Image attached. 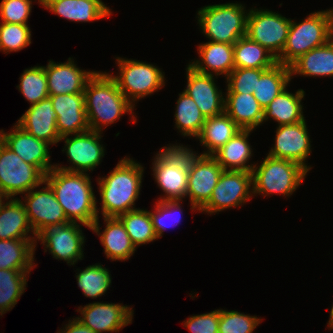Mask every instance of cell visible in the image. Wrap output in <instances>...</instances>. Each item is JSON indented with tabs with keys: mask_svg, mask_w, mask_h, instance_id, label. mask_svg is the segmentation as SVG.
Segmentation results:
<instances>
[{
	"mask_svg": "<svg viewBox=\"0 0 333 333\" xmlns=\"http://www.w3.org/2000/svg\"><path fill=\"white\" fill-rule=\"evenodd\" d=\"M44 182L53 190L69 222L81 223L88 229L92 227L99 216L89 174L54 167L45 175Z\"/></svg>",
	"mask_w": 333,
	"mask_h": 333,
	"instance_id": "cell-1",
	"label": "cell"
},
{
	"mask_svg": "<svg viewBox=\"0 0 333 333\" xmlns=\"http://www.w3.org/2000/svg\"><path fill=\"white\" fill-rule=\"evenodd\" d=\"M83 93L90 130L101 132L104 126H111L126 113L136 123L133 112L136 105L127 100L109 73L95 72Z\"/></svg>",
	"mask_w": 333,
	"mask_h": 333,
	"instance_id": "cell-2",
	"label": "cell"
},
{
	"mask_svg": "<svg viewBox=\"0 0 333 333\" xmlns=\"http://www.w3.org/2000/svg\"><path fill=\"white\" fill-rule=\"evenodd\" d=\"M143 173L141 163L124 157L107 177L97 178L102 204L101 209L97 208L98 215L101 210L103 217H119L137 209L134 206L142 187Z\"/></svg>",
	"mask_w": 333,
	"mask_h": 333,
	"instance_id": "cell-3",
	"label": "cell"
},
{
	"mask_svg": "<svg viewBox=\"0 0 333 333\" xmlns=\"http://www.w3.org/2000/svg\"><path fill=\"white\" fill-rule=\"evenodd\" d=\"M152 170L155 182L165 193L158 198L164 200H183L188 190V169L190 166V148L169 144L155 154Z\"/></svg>",
	"mask_w": 333,
	"mask_h": 333,
	"instance_id": "cell-4",
	"label": "cell"
},
{
	"mask_svg": "<svg viewBox=\"0 0 333 333\" xmlns=\"http://www.w3.org/2000/svg\"><path fill=\"white\" fill-rule=\"evenodd\" d=\"M333 38V26L328 10L310 13L301 22L291 20L286 44L276 58L277 63L290 66L300 56L322 46Z\"/></svg>",
	"mask_w": 333,
	"mask_h": 333,
	"instance_id": "cell-5",
	"label": "cell"
},
{
	"mask_svg": "<svg viewBox=\"0 0 333 333\" xmlns=\"http://www.w3.org/2000/svg\"><path fill=\"white\" fill-rule=\"evenodd\" d=\"M309 171L301 164L287 159L266 156L252 169L253 196L282 194L291 196L302 184Z\"/></svg>",
	"mask_w": 333,
	"mask_h": 333,
	"instance_id": "cell-6",
	"label": "cell"
},
{
	"mask_svg": "<svg viewBox=\"0 0 333 333\" xmlns=\"http://www.w3.org/2000/svg\"><path fill=\"white\" fill-rule=\"evenodd\" d=\"M248 13L241 3L208 5L198 10L197 24L209 41L234 44L246 36Z\"/></svg>",
	"mask_w": 333,
	"mask_h": 333,
	"instance_id": "cell-7",
	"label": "cell"
},
{
	"mask_svg": "<svg viewBox=\"0 0 333 333\" xmlns=\"http://www.w3.org/2000/svg\"><path fill=\"white\" fill-rule=\"evenodd\" d=\"M116 62L119 76L109 74L116 81L118 89L133 106L139 99L150 96L165 86L164 72L151 63L121 57H116Z\"/></svg>",
	"mask_w": 333,
	"mask_h": 333,
	"instance_id": "cell-8",
	"label": "cell"
},
{
	"mask_svg": "<svg viewBox=\"0 0 333 333\" xmlns=\"http://www.w3.org/2000/svg\"><path fill=\"white\" fill-rule=\"evenodd\" d=\"M44 177L36 166L23 161L3 143L0 148V194L15 198L41 186Z\"/></svg>",
	"mask_w": 333,
	"mask_h": 333,
	"instance_id": "cell-9",
	"label": "cell"
},
{
	"mask_svg": "<svg viewBox=\"0 0 333 333\" xmlns=\"http://www.w3.org/2000/svg\"><path fill=\"white\" fill-rule=\"evenodd\" d=\"M291 19L268 9L249 10L246 36L265 47L276 58L286 44Z\"/></svg>",
	"mask_w": 333,
	"mask_h": 333,
	"instance_id": "cell-10",
	"label": "cell"
},
{
	"mask_svg": "<svg viewBox=\"0 0 333 333\" xmlns=\"http://www.w3.org/2000/svg\"><path fill=\"white\" fill-rule=\"evenodd\" d=\"M253 197L252 172L224 170L209 201L199 210L215 214L232 207H240Z\"/></svg>",
	"mask_w": 333,
	"mask_h": 333,
	"instance_id": "cell-11",
	"label": "cell"
},
{
	"mask_svg": "<svg viewBox=\"0 0 333 333\" xmlns=\"http://www.w3.org/2000/svg\"><path fill=\"white\" fill-rule=\"evenodd\" d=\"M102 132L88 130L78 134L60 137L59 141L65 140L62 152L66 153L70 166L54 164L56 168L68 172L88 173L93 171L105 155V147L100 142ZM71 136V137H69Z\"/></svg>",
	"mask_w": 333,
	"mask_h": 333,
	"instance_id": "cell-12",
	"label": "cell"
},
{
	"mask_svg": "<svg viewBox=\"0 0 333 333\" xmlns=\"http://www.w3.org/2000/svg\"><path fill=\"white\" fill-rule=\"evenodd\" d=\"M224 169L212 155H199L190 149L188 190L191 210L199 211L210 199Z\"/></svg>",
	"mask_w": 333,
	"mask_h": 333,
	"instance_id": "cell-13",
	"label": "cell"
},
{
	"mask_svg": "<svg viewBox=\"0 0 333 333\" xmlns=\"http://www.w3.org/2000/svg\"><path fill=\"white\" fill-rule=\"evenodd\" d=\"M80 223L68 222L48 227L37 235L36 241L44 245V252L49 251L53 258L64 260L69 266L75 265L84 257L85 236Z\"/></svg>",
	"mask_w": 333,
	"mask_h": 333,
	"instance_id": "cell-14",
	"label": "cell"
},
{
	"mask_svg": "<svg viewBox=\"0 0 333 333\" xmlns=\"http://www.w3.org/2000/svg\"><path fill=\"white\" fill-rule=\"evenodd\" d=\"M43 184L46 186L42 187L41 190L37 191L36 188H40L39 186L24 194L22 201L30 225L36 235L48 227L69 222L51 187L45 182Z\"/></svg>",
	"mask_w": 333,
	"mask_h": 333,
	"instance_id": "cell-15",
	"label": "cell"
},
{
	"mask_svg": "<svg viewBox=\"0 0 333 333\" xmlns=\"http://www.w3.org/2000/svg\"><path fill=\"white\" fill-rule=\"evenodd\" d=\"M80 307L81 316L76 318L95 333H117L132 323L134 314L132 307L122 303L93 302Z\"/></svg>",
	"mask_w": 333,
	"mask_h": 333,
	"instance_id": "cell-16",
	"label": "cell"
},
{
	"mask_svg": "<svg viewBox=\"0 0 333 333\" xmlns=\"http://www.w3.org/2000/svg\"><path fill=\"white\" fill-rule=\"evenodd\" d=\"M306 125V120L289 125L277 126L275 144L270 149L268 156L278 159L292 160L301 164L308 171L307 158L311 154V140Z\"/></svg>",
	"mask_w": 333,
	"mask_h": 333,
	"instance_id": "cell-17",
	"label": "cell"
},
{
	"mask_svg": "<svg viewBox=\"0 0 333 333\" xmlns=\"http://www.w3.org/2000/svg\"><path fill=\"white\" fill-rule=\"evenodd\" d=\"M186 92L196 103L205 118L224 113L225 96L216 85L214 74L196 71L189 64L186 67Z\"/></svg>",
	"mask_w": 333,
	"mask_h": 333,
	"instance_id": "cell-18",
	"label": "cell"
},
{
	"mask_svg": "<svg viewBox=\"0 0 333 333\" xmlns=\"http://www.w3.org/2000/svg\"><path fill=\"white\" fill-rule=\"evenodd\" d=\"M4 144L14 151L23 161L36 166L44 175L49 173L55 165L51 164L49 143L37 139L15 124L8 133L0 130Z\"/></svg>",
	"mask_w": 333,
	"mask_h": 333,
	"instance_id": "cell-19",
	"label": "cell"
},
{
	"mask_svg": "<svg viewBox=\"0 0 333 333\" xmlns=\"http://www.w3.org/2000/svg\"><path fill=\"white\" fill-rule=\"evenodd\" d=\"M44 69L49 95L83 93L88 80L96 72L80 69L71 57L64 63L49 60Z\"/></svg>",
	"mask_w": 333,
	"mask_h": 333,
	"instance_id": "cell-20",
	"label": "cell"
},
{
	"mask_svg": "<svg viewBox=\"0 0 333 333\" xmlns=\"http://www.w3.org/2000/svg\"><path fill=\"white\" fill-rule=\"evenodd\" d=\"M56 112L60 137L89 130L84 93L49 95Z\"/></svg>",
	"mask_w": 333,
	"mask_h": 333,
	"instance_id": "cell-21",
	"label": "cell"
},
{
	"mask_svg": "<svg viewBox=\"0 0 333 333\" xmlns=\"http://www.w3.org/2000/svg\"><path fill=\"white\" fill-rule=\"evenodd\" d=\"M56 120L52 101L50 97H47L37 104L31 105L16 124L35 138L55 145L60 139Z\"/></svg>",
	"mask_w": 333,
	"mask_h": 333,
	"instance_id": "cell-22",
	"label": "cell"
},
{
	"mask_svg": "<svg viewBox=\"0 0 333 333\" xmlns=\"http://www.w3.org/2000/svg\"><path fill=\"white\" fill-rule=\"evenodd\" d=\"M103 220L106 227L102 232H100L99 217L90 229L100 237L106 258L112 261L130 259L135 253L136 247L132 244L122 221L118 217H103Z\"/></svg>",
	"mask_w": 333,
	"mask_h": 333,
	"instance_id": "cell-23",
	"label": "cell"
},
{
	"mask_svg": "<svg viewBox=\"0 0 333 333\" xmlns=\"http://www.w3.org/2000/svg\"><path fill=\"white\" fill-rule=\"evenodd\" d=\"M41 6L71 22H92L112 15L102 0H42Z\"/></svg>",
	"mask_w": 333,
	"mask_h": 333,
	"instance_id": "cell-24",
	"label": "cell"
},
{
	"mask_svg": "<svg viewBox=\"0 0 333 333\" xmlns=\"http://www.w3.org/2000/svg\"><path fill=\"white\" fill-rule=\"evenodd\" d=\"M197 51L199 60H192L189 65L198 72L227 77L235 68L233 44L208 41L198 45Z\"/></svg>",
	"mask_w": 333,
	"mask_h": 333,
	"instance_id": "cell-25",
	"label": "cell"
},
{
	"mask_svg": "<svg viewBox=\"0 0 333 333\" xmlns=\"http://www.w3.org/2000/svg\"><path fill=\"white\" fill-rule=\"evenodd\" d=\"M224 112L241 128L254 130L263 124L264 109L253 94L226 93Z\"/></svg>",
	"mask_w": 333,
	"mask_h": 333,
	"instance_id": "cell-26",
	"label": "cell"
},
{
	"mask_svg": "<svg viewBox=\"0 0 333 333\" xmlns=\"http://www.w3.org/2000/svg\"><path fill=\"white\" fill-rule=\"evenodd\" d=\"M252 131L241 129L212 155L224 170L252 172L255 163L248 164L253 155L252 146L248 141Z\"/></svg>",
	"mask_w": 333,
	"mask_h": 333,
	"instance_id": "cell-27",
	"label": "cell"
},
{
	"mask_svg": "<svg viewBox=\"0 0 333 333\" xmlns=\"http://www.w3.org/2000/svg\"><path fill=\"white\" fill-rule=\"evenodd\" d=\"M7 200L0 208V240L37 239V235L30 225L22 199L16 197ZM28 233L33 236L31 237Z\"/></svg>",
	"mask_w": 333,
	"mask_h": 333,
	"instance_id": "cell-28",
	"label": "cell"
},
{
	"mask_svg": "<svg viewBox=\"0 0 333 333\" xmlns=\"http://www.w3.org/2000/svg\"><path fill=\"white\" fill-rule=\"evenodd\" d=\"M304 96L305 91L303 89H298L293 94L285 88L265 107L263 123L270 118H272L270 120L278 122V126L294 124L305 120L302 105Z\"/></svg>",
	"mask_w": 333,
	"mask_h": 333,
	"instance_id": "cell-29",
	"label": "cell"
},
{
	"mask_svg": "<svg viewBox=\"0 0 333 333\" xmlns=\"http://www.w3.org/2000/svg\"><path fill=\"white\" fill-rule=\"evenodd\" d=\"M289 67L291 76L333 77V38L300 56Z\"/></svg>",
	"mask_w": 333,
	"mask_h": 333,
	"instance_id": "cell-30",
	"label": "cell"
},
{
	"mask_svg": "<svg viewBox=\"0 0 333 333\" xmlns=\"http://www.w3.org/2000/svg\"><path fill=\"white\" fill-rule=\"evenodd\" d=\"M240 130L241 128L225 112L206 118L199 135L196 137L207 149L201 155H213Z\"/></svg>",
	"mask_w": 333,
	"mask_h": 333,
	"instance_id": "cell-31",
	"label": "cell"
},
{
	"mask_svg": "<svg viewBox=\"0 0 333 333\" xmlns=\"http://www.w3.org/2000/svg\"><path fill=\"white\" fill-rule=\"evenodd\" d=\"M36 239L0 240V269L32 270Z\"/></svg>",
	"mask_w": 333,
	"mask_h": 333,
	"instance_id": "cell-32",
	"label": "cell"
},
{
	"mask_svg": "<svg viewBox=\"0 0 333 333\" xmlns=\"http://www.w3.org/2000/svg\"><path fill=\"white\" fill-rule=\"evenodd\" d=\"M233 57L235 68L270 69L277 64L276 57L270 51L247 36L233 44Z\"/></svg>",
	"mask_w": 333,
	"mask_h": 333,
	"instance_id": "cell-33",
	"label": "cell"
},
{
	"mask_svg": "<svg viewBox=\"0 0 333 333\" xmlns=\"http://www.w3.org/2000/svg\"><path fill=\"white\" fill-rule=\"evenodd\" d=\"M291 79L290 67L277 63L260 76L253 95L265 109L278 94L288 87Z\"/></svg>",
	"mask_w": 333,
	"mask_h": 333,
	"instance_id": "cell-34",
	"label": "cell"
},
{
	"mask_svg": "<svg viewBox=\"0 0 333 333\" xmlns=\"http://www.w3.org/2000/svg\"><path fill=\"white\" fill-rule=\"evenodd\" d=\"M176 104L174 115L175 128H177L183 136L196 138L206 118L201 113L195 101L184 91L179 93Z\"/></svg>",
	"mask_w": 333,
	"mask_h": 333,
	"instance_id": "cell-35",
	"label": "cell"
},
{
	"mask_svg": "<svg viewBox=\"0 0 333 333\" xmlns=\"http://www.w3.org/2000/svg\"><path fill=\"white\" fill-rule=\"evenodd\" d=\"M118 218L124 224L126 232L136 248L158 240L150 211L137 208L120 215Z\"/></svg>",
	"mask_w": 333,
	"mask_h": 333,
	"instance_id": "cell-36",
	"label": "cell"
},
{
	"mask_svg": "<svg viewBox=\"0 0 333 333\" xmlns=\"http://www.w3.org/2000/svg\"><path fill=\"white\" fill-rule=\"evenodd\" d=\"M30 272L31 270L0 269V309L4 313L12 310L25 292Z\"/></svg>",
	"mask_w": 333,
	"mask_h": 333,
	"instance_id": "cell-37",
	"label": "cell"
},
{
	"mask_svg": "<svg viewBox=\"0 0 333 333\" xmlns=\"http://www.w3.org/2000/svg\"><path fill=\"white\" fill-rule=\"evenodd\" d=\"M76 279L78 287L82 290L85 297L97 298L101 297L111 286L110 271L103 265H89L85 269H77Z\"/></svg>",
	"mask_w": 333,
	"mask_h": 333,
	"instance_id": "cell-38",
	"label": "cell"
},
{
	"mask_svg": "<svg viewBox=\"0 0 333 333\" xmlns=\"http://www.w3.org/2000/svg\"><path fill=\"white\" fill-rule=\"evenodd\" d=\"M19 79L20 84L17 88L31 105L49 97L44 66H34L25 69Z\"/></svg>",
	"mask_w": 333,
	"mask_h": 333,
	"instance_id": "cell-39",
	"label": "cell"
},
{
	"mask_svg": "<svg viewBox=\"0 0 333 333\" xmlns=\"http://www.w3.org/2000/svg\"><path fill=\"white\" fill-rule=\"evenodd\" d=\"M182 200H164L155 203L154 211H150L152 223L157 238H161L163 232L168 227H174L181 221V208ZM179 214V215H178ZM167 220V221H166Z\"/></svg>",
	"mask_w": 333,
	"mask_h": 333,
	"instance_id": "cell-40",
	"label": "cell"
},
{
	"mask_svg": "<svg viewBox=\"0 0 333 333\" xmlns=\"http://www.w3.org/2000/svg\"><path fill=\"white\" fill-rule=\"evenodd\" d=\"M31 44V29L27 24L0 23V51L17 52Z\"/></svg>",
	"mask_w": 333,
	"mask_h": 333,
	"instance_id": "cell-41",
	"label": "cell"
},
{
	"mask_svg": "<svg viewBox=\"0 0 333 333\" xmlns=\"http://www.w3.org/2000/svg\"><path fill=\"white\" fill-rule=\"evenodd\" d=\"M261 321L256 315L219 309L218 333H253Z\"/></svg>",
	"mask_w": 333,
	"mask_h": 333,
	"instance_id": "cell-42",
	"label": "cell"
},
{
	"mask_svg": "<svg viewBox=\"0 0 333 333\" xmlns=\"http://www.w3.org/2000/svg\"><path fill=\"white\" fill-rule=\"evenodd\" d=\"M267 69L234 68L226 77V93H250L256 90L257 80Z\"/></svg>",
	"mask_w": 333,
	"mask_h": 333,
	"instance_id": "cell-43",
	"label": "cell"
},
{
	"mask_svg": "<svg viewBox=\"0 0 333 333\" xmlns=\"http://www.w3.org/2000/svg\"><path fill=\"white\" fill-rule=\"evenodd\" d=\"M33 0H1L0 19L11 24H27Z\"/></svg>",
	"mask_w": 333,
	"mask_h": 333,
	"instance_id": "cell-44",
	"label": "cell"
},
{
	"mask_svg": "<svg viewBox=\"0 0 333 333\" xmlns=\"http://www.w3.org/2000/svg\"><path fill=\"white\" fill-rule=\"evenodd\" d=\"M183 323L191 333H218L219 309L190 316Z\"/></svg>",
	"mask_w": 333,
	"mask_h": 333,
	"instance_id": "cell-45",
	"label": "cell"
},
{
	"mask_svg": "<svg viewBox=\"0 0 333 333\" xmlns=\"http://www.w3.org/2000/svg\"><path fill=\"white\" fill-rule=\"evenodd\" d=\"M57 333H95L89 327L83 325L77 318H72Z\"/></svg>",
	"mask_w": 333,
	"mask_h": 333,
	"instance_id": "cell-46",
	"label": "cell"
},
{
	"mask_svg": "<svg viewBox=\"0 0 333 333\" xmlns=\"http://www.w3.org/2000/svg\"><path fill=\"white\" fill-rule=\"evenodd\" d=\"M329 321H328V328H330V330H333V305L330 311V316H329Z\"/></svg>",
	"mask_w": 333,
	"mask_h": 333,
	"instance_id": "cell-47",
	"label": "cell"
},
{
	"mask_svg": "<svg viewBox=\"0 0 333 333\" xmlns=\"http://www.w3.org/2000/svg\"><path fill=\"white\" fill-rule=\"evenodd\" d=\"M4 199L7 201L8 198L6 196H4L3 194H0V208H1V206L3 205V203L5 201Z\"/></svg>",
	"mask_w": 333,
	"mask_h": 333,
	"instance_id": "cell-48",
	"label": "cell"
},
{
	"mask_svg": "<svg viewBox=\"0 0 333 333\" xmlns=\"http://www.w3.org/2000/svg\"><path fill=\"white\" fill-rule=\"evenodd\" d=\"M328 12H329V16H330V20H331V23H332V26H333V9H327Z\"/></svg>",
	"mask_w": 333,
	"mask_h": 333,
	"instance_id": "cell-49",
	"label": "cell"
},
{
	"mask_svg": "<svg viewBox=\"0 0 333 333\" xmlns=\"http://www.w3.org/2000/svg\"><path fill=\"white\" fill-rule=\"evenodd\" d=\"M3 143H4V140H3L2 134H1V132H0V148H1V146L3 145Z\"/></svg>",
	"mask_w": 333,
	"mask_h": 333,
	"instance_id": "cell-50",
	"label": "cell"
},
{
	"mask_svg": "<svg viewBox=\"0 0 333 333\" xmlns=\"http://www.w3.org/2000/svg\"><path fill=\"white\" fill-rule=\"evenodd\" d=\"M3 314L5 313L0 309V316H2Z\"/></svg>",
	"mask_w": 333,
	"mask_h": 333,
	"instance_id": "cell-51",
	"label": "cell"
},
{
	"mask_svg": "<svg viewBox=\"0 0 333 333\" xmlns=\"http://www.w3.org/2000/svg\"><path fill=\"white\" fill-rule=\"evenodd\" d=\"M38 3H39L40 5H42V0H38Z\"/></svg>",
	"mask_w": 333,
	"mask_h": 333,
	"instance_id": "cell-52",
	"label": "cell"
}]
</instances>
